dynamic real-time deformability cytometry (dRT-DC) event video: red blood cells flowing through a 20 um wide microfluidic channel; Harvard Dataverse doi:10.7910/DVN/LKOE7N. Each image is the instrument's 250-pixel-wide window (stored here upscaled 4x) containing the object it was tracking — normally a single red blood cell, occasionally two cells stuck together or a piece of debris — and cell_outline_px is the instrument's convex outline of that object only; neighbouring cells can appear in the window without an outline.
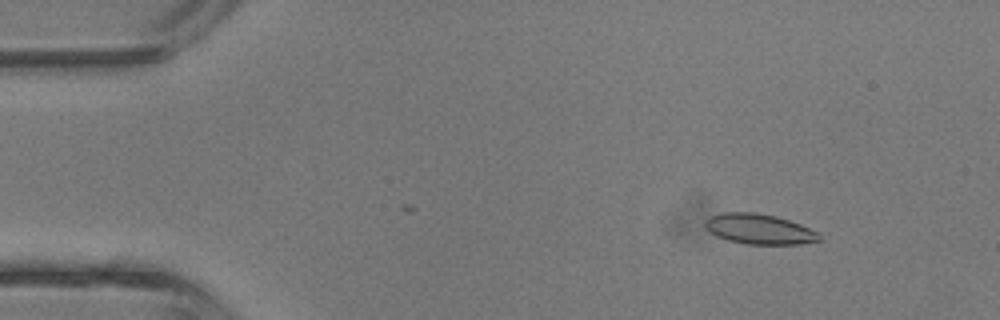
{"species": "common noctule bat (a hibernating species)", "species_latin": "Nyctalus noctula", "temperature_condition": "room temperature", "stored_images_in_passage": 37, "camera_frame_rate_fps": 3000, "um_per_image_px": 0.085, "animal": {"sex": "male", "body_mass_g": 13.3}, "frame": {"image": 1, "passage_image": 1, "time_ms": 0.0, "image_size_px": [1000, 320], "cell_outline_px": [[820, 240], [800, 244], [744, 244], [728, 240], [716, 236], [704, 224], [704, 220], [708, 216], [724, 212], [756, 212], [776, 216], [800, 224], [820, 232]], "centroid_in_image_um": [64.54, 19.46], "position_along_channel_um": 20.5, "area_um2": 20.17}}
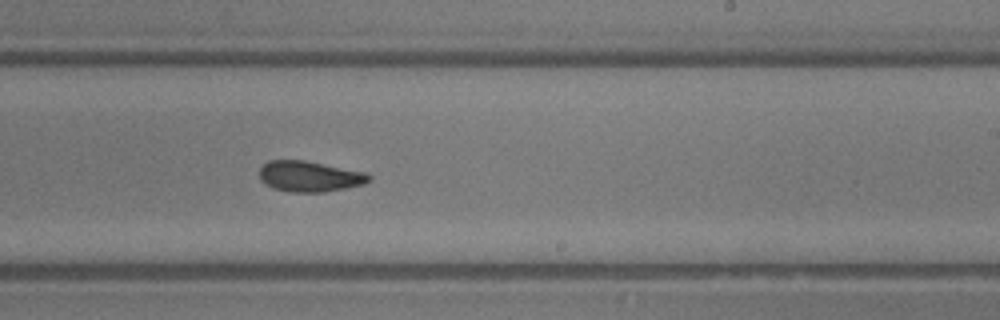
{"frame": {"image": 2, "passage_image": 21, "time_ms": 6.667, "image_size_px": [1000, 320], "cell_outline_px": [[372, 180], [364, 184], [324, 192], [292, 192], [272, 188], [264, 184], [260, 180], [260, 168], [268, 160], [304, 160], [364, 172], [372, 176]], "centroid_in_image_um": [26.3, 14.99], "position_along_channel_um": 262.7, "area_um2": 19.59}}
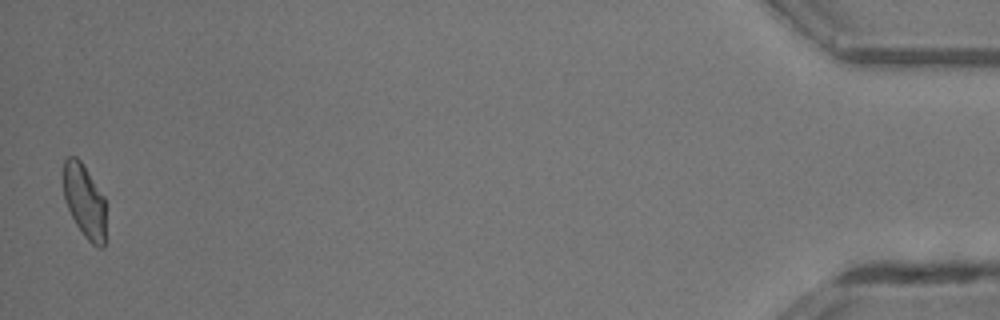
{"frame": {"image": 3, "passage_image": 37, "time_ms": 12.0, "image_size_px": [1000, 320], "cell_outline_px": [[104, 248], [100, 248], [92, 244], [84, 236], [76, 224], [64, 200], [60, 176], [64, 160], [68, 156], [76, 156], [80, 160], [104, 196]], "centroid_in_image_um": [7.11, 17.02], "position_along_channel_um": 428.1, "area_um2": 18.5}, "authors_computed_cell_mechanics": {"area_um2": 19.652, "velocity_mm_per_s": 4.9448, "shape_relaxation_time_tau1_ms": 3.9788, "shape_relaxation_time_tau2_ms": 1.7741, "deformation_change_tau1": 0.1207, "deformation_change_tau2": 0.0718}}